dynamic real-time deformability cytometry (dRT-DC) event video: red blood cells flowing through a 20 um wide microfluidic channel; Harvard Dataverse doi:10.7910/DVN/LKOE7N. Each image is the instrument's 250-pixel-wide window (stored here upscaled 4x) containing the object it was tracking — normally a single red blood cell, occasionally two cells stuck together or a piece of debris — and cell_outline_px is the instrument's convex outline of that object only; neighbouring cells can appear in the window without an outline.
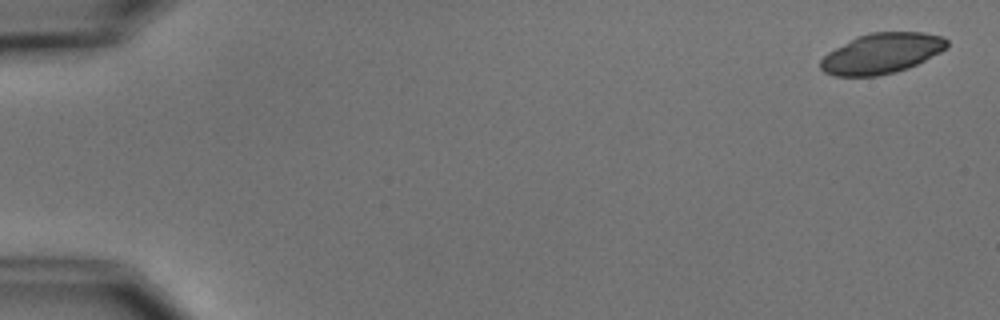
{"species": "common noctule bat (a hibernating species)", "species_latin": "Nyctalus noctula", "temperature_condition": "cold", "stored_images_in_passage": 5, "camera_frame_rate_fps": 3000, "um_per_image_px": 0.085, "animal": {"sex": "male", "body_mass_g": 15.6}, "frame": {"image": 1, "passage_image": 1, "time_ms": 0.0, "image_size_px": [1000, 320], "cell_outline_px": [[948, 48], [908, 68], [896, 72], [876, 76], [832, 76], [824, 72], [820, 68], [820, 60], [828, 52], [856, 36], [868, 32], [924, 32], [944, 36], [948, 40]], "centroid_in_image_um": [74.94, 4.53], "position_along_channel_um": 10.1, "area_um2": 29.94}}